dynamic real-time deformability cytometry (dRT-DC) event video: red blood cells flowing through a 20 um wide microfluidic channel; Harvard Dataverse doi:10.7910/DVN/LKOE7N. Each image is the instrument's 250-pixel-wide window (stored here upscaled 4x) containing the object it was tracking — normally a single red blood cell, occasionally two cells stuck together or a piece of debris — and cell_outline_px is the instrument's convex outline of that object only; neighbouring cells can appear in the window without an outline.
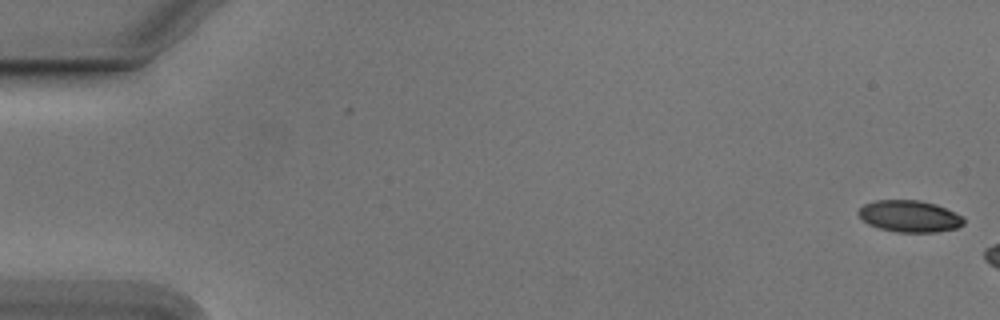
{"species": "Egyptian fruit bat (a non-hibernating species)", "species_latin": "Rousettus aegyptiacus", "temperature_condition": "cold", "stored_images_in_passage": 7, "camera_frame_rate_fps": 3000, "um_per_image_px": 0.085, "animal": {"sex": "male"}, "frame": {"image": 1, "passage_image": 1, "time_ms": 0.0, "image_size_px": [1000, 320], "cell_outline_px": [[964, 224], [956, 228], [936, 232], [896, 232], [880, 228], [868, 224], [856, 212], [864, 204], [876, 200], [920, 200], [936, 204], [964, 216]], "centroid_in_image_um": [77.33, 18.37], "position_along_channel_um": 7.7, "area_um2": 19.48}}